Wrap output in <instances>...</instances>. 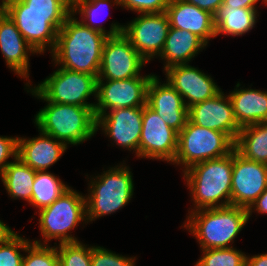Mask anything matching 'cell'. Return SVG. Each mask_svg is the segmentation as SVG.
<instances>
[{
  "mask_svg": "<svg viewBox=\"0 0 267 266\" xmlns=\"http://www.w3.org/2000/svg\"><path fill=\"white\" fill-rule=\"evenodd\" d=\"M198 8L208 11L215 15L219 7L223 4V0H184Z\"/></svg>",
  "mask_w": 267,
  "mask_h": 266,
  "instance_id": "8d00e7d4",
  "label": "cell"
},
{
  "mask_svg": "<svg viewBox=\"0 0 267 266\" xmlns=\"http://www.w3.org/2000/svg\"><path fill=\"white\" fill-rule=\"evenodd\" d=\"M178 133L170 128L147 104L143 107L139 157L173 162L177 151Z\"/></svg>",
  "mask_w": 267,
  "mask_h": 266,
  "instance_id": "4fadbf2b",
  "label": "cell"
},
{
  "mask_svg": "<svg viewBox=\"0 0 267 266\" xmlns=\"http://www.w3.org/2000/svg\"><path fill=\"white\" fill-rule=\"evenodd\" d=\"M246 266H267V253L247 257Z\"/></svg>",
  "mask_w": 267,
  "mask_h": 266,
  "instance_id": "ab89813d",
  "label": "cell"
},
{
  "mask_svg": "<svg viewBox=\"0 0 267 266\" xmlns=\"http://www.w3.org/2000/svg\"><path fill=\"white\" fill-rule=\"evenodd\" d=\"M15 23L24 39L37 53H43L49 46L54 50L57 33L67 17H51V13L31 11H4Z\"/></svg>",
  "mask_w": 267,
  "mask_h": 266,
  "instance_id": "5bb4252c",
  "label": "cell"
},
{
  "mask_svg": "<svg viewBox=\"0 0 267 266\" xmlns=\"http://www.w3.org/2000/svg\"><path fill=\"white\" fill-rule=\"evenodd\" d=\"M30 91L32 95L46 102L95 107L94 103L86 100L92 94L96 97L97 78L60 67Z\"/></svg>",
  "mask_w": 267,
  "mask_h": 266,
  "instance_id": "52a82bcc",
  "label": "cell"
},
{
  "mask_svg": "<svg viewBox=\"0 0 267 266\" xmlns=\"http://www.w3.org/2000/svg\"><path fill=\"white\" fill-rule=\"evenodd\" d=\"M165 71L167 82L182 96L187 108L221 91L210 76L189 64L175 65Z\"/></svg>",
  "mask_w": 267,
  "mask_h": 266,
  "instance_id": "e0dca14e",
  "label": "cell"
},
{
  "mask_svg": "<svg viewBox=\"0 0 267 266\" xmlns=\"http://www.w3.org/2000/svg\"><path fill=\"white\" fill-rule=\"evenodd\" d=\"M149 74L123 80H97L94 107L95 117L106 113V110L117 108L144 107L147 104V90L151 78Z\"/></svg>",
  "mask_w": 267,
  "mask_h": 266,
  "instance_id": "9c48e42d",
  "label": "cell"
},
{
  "mask_svg": "<svg viewBox=\"0 0 267 266\" xmlns=\"http://www.w3.org/2000/svg\"><path fill=\"white\" fill-rule=\"evenodd\" d=\"M35 116L38 130L60 142L77 145L96 133L94 107L47 102Z\"/></svg>",
  "mask_w": 267,
  "mask_h": 266,
  "instance_id": "277c9868",
  "label": "cell"
},
{
  "mask_svg": "<svg viewBox=\"0 0 267 266\" xmlns=\"http://www.w3.org/2000/svg\"><path fill=\"white\" fill-rule=\"evenodd\" d=\"M120 5L137 13L165 12L170 0H119Z\"/></svg>",
  "mask_w": 267,
  "mask_h": 266,
  "instance_id": "e575fe53",
  "label": "cell"
},
{
  "mask_svg": "<svg viewBox=\"0 0 267 266\" xmlns=\"http://www.w3.org/2000/svg\"><path fill=\"white\" fill-rule=\"evenodd\" d=\"M2 10L51 13V17H68L71 14V0H15Z\"/></svg>",
  "mask_w": 267,
  "mask_h": 266,
  "instance_id": "f1b7e54d",
  "label": "cell"
},
{
  "mask_svg": "<svg viewBox=\"0 0 267 266\" xmlns=\"http://www.w3.org/2000/svg\"><path fill=\"white\" fill-rule=\"evenodd\" d=\"M91 266H135V257H124L100 246H92Z\"/></svg>",
  "mask_w": 267,
  "mask_h": 266,
  "instance_id": "836d02e7",
  "label": "cell"
},
{
  "mask_svg": "<svg viewBox=\"0 0 267 266\" xmlns=\"http://www.w3.org/2000/svg\"><path fill=\"white\" fill-rule=\"evenodd\" d=\"M234 145L226 133L198 126L188 119L178 133L173 163L184 165L185 171L197 163L228 155L234 150Z\"/></svg>",
  "mask_w": 267,
  "mask_h": 266,
  "instance_id": "8992f818",
  "label": "cell"
},
{
  "mask_svg": "<svg viewBox=\"0 0 267 266\" xmlns=\"http://www.w3.org/2000/svg\"><path fill=\"white\" fill-rule=\"evenodd\" d=\"M15 0H2V3L0 4V9L5 7L8 3L13 2Z\"/></svg>",
  "mask_w": 267,
  "mask_h": 266,
  "instance_id": "b9f144b4",
  "label": "cell"
},
{
  "mask_svg": "<svg viewBox=\"0 0 267 266\" xmlns=\"http://www.w3.org/2000/svg\"><path fill=\"white\" fill-rule=\"evenodd\" d=\"M35 175L36 171L19 158H14V161L5 168L0 176L5 189L12 198H22L30 203Z\"/></svg>",
  "mask_w": 267,
  "mask_h": 266,
  "instance_id": "484cf974",
  "label": "cell"
},
{
  "mask_svg": "<svg viewBox=\"0 0 267 266\" xmlns=\"http://www.w3.org/2000/svg\"><path fill=\"white\" fill-rule=\"evenodd\" d=\"M143 107L117 108L96 117V131L103 128L117 145L133 150L139 157Z\"/></svg>",
  "mask_w": 267,
  "mask_h": 266,
  "instance_id": "9a60e30c",
  "label": "cell"
},
{
  "mask_svg": "<svg viewBox=\"0 0 267 266\" xmlns=\"http://www.w3.org/2000/svg\"><path fill=\"white\" fill-rule=\"evenodd\" d=\"M68 188L52 173L36 171L30 203L41 210L54 203Z\"/></svg>",
  "mask_w": 267,
  "mask_h": 266,
  "instance_id": "4316f807",
  "label": "cell"
},
{
  "mask_svg": "<svg viewBox=\"0 0 267 266\" xmlns=\"http://www.w3.org/2000/svg\"><path fill=\"white\" fill-rule=\"evenodd\" d=\"M228 96L240 127L267 122V92L236 88Z\"/></svg>",
  "mask_w": 267,
  "mask_h": 266,
  "instance_id": "7402d4cb",
  "label": "cell"
},
{
  "mask_svg": "<svg viewBox=\"0 0 267 266\" xmlns=\"http://www.w3.org/2000/svg\"><path fill=\"white\" fill-rule=\"evenodd\" d=\"M259 0H223V3L228 7L246 8V9H256L255 4Z\"/></svg>",
  "mask_w": 267,
  "mask_h": 266,
  "instance_id": "f35d334b",
  "label": "cell"
},
{
  "mask_svg": "<svg viewBox=\"0 0 267 266\" xmlns=\"http://www.w3.org/2000/svg\"><path fill=\"white\" fill-rule=\"evenodd\" d=\"M147 61L134 49L122 33L106 39L97 80H123L139 77Z\"/></svg>",
  "mask_w": 267,
  "mask_h": 266,
  "instance_id": "30bf717a",
  "label": "cell"
},
{
  "mask_svg": "<svg viewBox=\"0 0 267 266\" xmlns=\"http://www.w3.org/2000/svg\"><path fill=\"white\" fill-rule=\"evenodd\" d=\"M0 49L9 68L21 77L28 78V53L37 52L2 9H0Z\"/></svg>",
  "mask_w": 267,
  "mask_h": 266,
  "instance_id": "ffe728a7",
  "label": "cell"
},
{
  "mask_svg": "<svg viewBox=\"0 0 267 266\" xmlns=\"http://www.w3.org/2000/svg\"><path fill=\"white\" fill-rule=\"evenodd\" d=\"M234 149L246 159L267 164V122L241 127Z\"/></svg>",
  "mask_w": 267,
  "mask_h": 266,
  "instance_id": "d4e9b609",
  "label": "cell"
},
{
  "mask_svg": "<svg viewBox=\"0 0 267 266\" xmlns=\"http://www.w3.org/2000/svg\"><path fill=\"white\" fill-rule=\"evenodd\" d=\"M147 105L177 133L189 119L188 108L182 96L167 81L161 85L159 78L155 75L148 86Z\"/></svg>",
  "mask_w": 267,
  "mask_h": 266,
  "instance_id": "ac0fdd59",
  "label": "cell"
},
{
  "mask_svg": "<svg viewBox=\"0 0 267 266\" xmlns=\"http://www.w3.org/2000/svg\"><path fill=\"white\" fill-rule=\"evenodd\" d=\"M11 231L13 230L0 220V240L4 239Z\"/></svg>",
  "mask_w": 267,
  "mask_h": 266,
  "instance_id": "60d3db41",
  "label": "cell"
},
{
  "mask_svg": "<svg viewBox=\"0 0 267 266\" xmlns=\"http://www.w3.org/2000/svg\"><path fill=\"white\" fill-rule=\"evenodd\" d=\"M31 242L11 231L4 239L0 240V266H22L23 255Z\"/></svg>",
  "mask_w": 267,
  "mask_h": 266,
  "instance_id": "4dcf8cb0",
  "label": "cell"
},
{
  "mask_svg": "<svg viewBox=\"0 0 267 266\" xmlns=\"http://www.w3.org/2000/svg\"><path fill=\"white\" fill-rule=\"evenodd\" d=\"M39 216L44 245L51 239H59L60 244L78 242L68 232L87 220L85 197L69 187L54 203L39 210Z\"/></svg>",
  "mask_w": 267,
  "mask_h": 266,
  "instance_id": "ba28073f",
  "label": "cell"
},
{
  "mask_svg": "<svg viewBox=\"0 0 267 266\" xmlns=\"http://www.w3.org/2000/svg\"><path fill=\"white\" fill-rule=\"evenodd\" d=\"M187 217L184 227L198 239L202 250L232 247L229 243L249 220L248 210L237 206L200 209Z\"/></svg>",
  "mask_w": 267,
  "mask_h": 266,
  "instance_id": "3957f363",
  "label": "cell"
},
{
  "mask_svg": "<svg viewBox=\"0 0 267 266\" xmlns=\"http://www.w3.org/2000/svg\"><path fill=\"white\" fill-rule=\"evenodd\" d=\"M57 253L60 266H91L92 246L79 241L59 244Z\"/></svg>",
  "mask_w": 267,
  "mask_h": 266,
  "instance_id": "1f68e13d",
  "label": "cell"
},
{
  "mask_svg": "<svg viewBox=\"0 0 267 266\" xmlns=\"http://www.w3.org/2000/svg\"><path fill=\"white\" fill-rule=\"evenodd\" d=\"M169 29V19L165 12L141 13L128 25H124L123 34L148 62L161 54Z\"/></svg>",
  "mask_w": 267,
  "mask_h": 266,
  "instance_id": "8fae6325",
  "label": "cell"
},
{
  "mask_svg": "<svg viewBox=\"0 0 267 266\" xmlns=\"http://www.w3.org/2000/svg\"><path fill=\"white\" fill-rule=\"evenodd\" d=\"M247 256L233 247L204 249L195 266H246Z\"/></svg>",
  "mask_w": 267,
  "mask_h": 266,
  "instance_id": "f546056e",
  "label": "cell"
},
{
  "mask_svg": "<svg viewBox=\"0 0 267 266\" xmlns=\"http://www.w3.org/2000/svg\"><path fill=\"white\" fill-rule=\"evenodd\" d=\"M256 9L228 7L224 3L214 15L216 36L219 34L240 36L251 30L257 18Z\"/></svg>",
  "mask_w": 267,
  "mask_h": 266,
  "instance_id": "cb8c5ba5",
  "label": "cell"
},
{
  "mask_svg": "<svg viewBox=\"0 0 267 266\" xmlns=\"http://www.w3.org/2000/svg\"><path fill=\"white\" fill-rule=\"evenodd\" d=\"M18 153V137H1L0 136V175L5 168L11 163L6 160L9 157L17 158Z\"/></svg>",
  "mask_w": 267,
  "mask_h": 266,
  "instance_id": "d590c367",
  "label": "cell"
},
{
  "mask_svg": "<svg viewBox=\"0 0 267 266\" xmlns=\"http://www.w3.org/2000/svg\"><path fill=\"white\" fill-rule=\"evenodd\" d=\"M66 149L63 142L40 131V136L32 139L18 137L17 158L34 171H46Z\"/></svg>",
  "mask_w": 267,
  "mask_h": 266,
  "instance_id": "44dd1931",
  "label": "cell"
},
{
  "mask_svg": "<svg viewBox=\"0 0 267 266\" xmlns=\"http://www.w3.org/2000/svg\"><path fill=\"white\" fill-rule=\"evenodd\" d=\"M207 44L195 34L176 28L169 29L161 54L165 59L164 70L175 65L188 64Z\"/></svg>",
  "mask_w": 267,
  "mask_h": 266,
  "instance_id": "603a6c76",
  "label": "cell"
},
{
  "mask_svg": "<svg viewBox=\"0 0 267 266\" xmlns=\"http://www.w3.org/2000/svg\"><path fill=\"white\" fill-rule=\"evenodd\" d=\"M267 188V164L244 158L233 150L231 206L248 209Z\"/></svg>",
  "mask_w": 267,
  "mask_h": 266,
  "instance_id": "7c38bea8",
  "label": "cell"
},
{
  "mask_svg": "<svg viewBox=\"0 0 267 266\" xmlns=\"http://www.w3.org/2000/svg\"><path fill=\"white\" fill-rule=\"evenodd\" d=\"M254 208V209H253ZM252 209L262 214H267V188L265 191L253 202V204L247 209L248 210V218L252 214Z\"/></svg>",
  "mask_w": 267,
  "mask_h": 266,
  "instance_id": "74e56055",
  "label": "cell"
},
{
  "mask_svg": "<svg viewBox=\"0 0 267 266\" xmlns=\"http://www.w3.org/2000/svg\"><path fill=\"white\" fill-rule=\"evenodd\" d=\"M188 116L192 123L226 133L234 142L241 130L231 100L222 90L214 97L189 107Z\"/></svg>",
  "mask_w": 267,
  "mask_h": 266,
  "instance_id": "2e32d148",
  "label": "cell"
},
{
  "mask_svg": "<svg viewBox=\"0 0 267 266\" xmlns=\"http://www.w3.org/2000/svg\"><path fill=\"white\" fill-rule=\"evenodd\" d=\"M129 170L117 165L91 181L90 193L85 197L87 222L116 212L129 203L134 192Z\"/></svg>",
  "mask_w": 267,
  "mask_h": 266,
  "instance_id": "5b68a950",
  "label": "cell"
},
{
  "mask_svg": "<svg viewBox=\"0 0 267 266\" xmlns=\"http://www.w3.org/2000/svg\"><path fill=\"white\" fill-rule=\"evenodd\" d=\"M34 240L25 249L22 266H60L57 247H50Z\"/></svg>",
  "mask_w": 267,
  "mask_h": 266,
  "instance_id": "d6a6232c",
  "label": "cell"
},
{
  "mask_svg": "<svg viewBox=\"0 0 267 266\" xmlns=\"http://www.w3.org/2000/svg\"><path fill=\"white\" fill-rule=\"evenodd\" d=\"M232 168L233 151L224 157L197 163L184 171L196 205L193 211L231 206Z\"/></svg>",
  "mask_w": 267,
  "mask_h": 266,
  "instance_id": "7a4b0ae2",
  "label": "cell"
},
{
  "mask_svg": "<svg viewBox=\"0 0 267 266\" xmlns=\"http://www.w3.org/2000/svg\"><path fill=\"white\" fill-rule=\"evenodd\" d=\"M70 14L57 33L52 57L64 69L99 75L103 47L108 36L90 29Z\"/></svg>",
  "mask_w": 267,
  "mask_h": 266,
  "instance_id": "6da1fadb",
  "label": "cell"
},
{
  "mask_svg": "<svg viewBox=\"0 0 267 266\" xmlns=\"http://www.w3.org/2000/svg\"><path fill=\"white\" fill-rule=\"evenodd\" d=\"M110 4V0H71V13H77V11L82 15V20L80 21L83 25L89 27L90 29L101 32L102 34L111 37L120 35L124 32V26L114 23L110 27V31L106 32L104 27L101 25H93L97 15L100 11H104L105 7ZM113 4L120 5L119 0H114ZM84 18V19H83ZM87 21V22H86ZM95 24V23H94Z\"/></svg>",
  "mask_w": 267,
  "mask_h": 266,
  "instance_id": "83f0119b",
  "label": "cell"
},
{
  "mask_svg": "<svg viewBox=\"0 0 267 266\" xmlns=\"http://www.w3.org/2000/svg\"><path fill=\"white\" fill-rule=\"evenodd\" d=\"M165 13L171 28L189 31L206 44L216 37L214 15L184 0H170Z\"/></svg>",
  "mask_w": 267,
  "mask_h": 266,
  "instance_id": "d6986e66",
  "label": "cell"
}]
</instances>
